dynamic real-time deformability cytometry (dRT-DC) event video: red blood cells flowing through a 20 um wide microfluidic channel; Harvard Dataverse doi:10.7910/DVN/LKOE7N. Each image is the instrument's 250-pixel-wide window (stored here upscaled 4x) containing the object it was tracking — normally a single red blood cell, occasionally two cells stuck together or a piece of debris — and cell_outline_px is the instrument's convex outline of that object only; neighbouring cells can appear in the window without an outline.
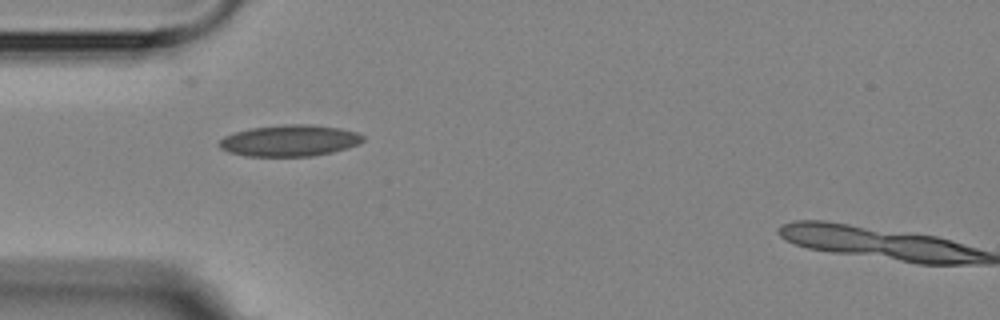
{"species": "Egyptian fruit bat (a non-hibernating species)", "species_latin": "Rousettus aegyptiacus", "temperature_condition": "room temperature", "stored_images_in_passage": 3, "camera_frame_rate_fps": 3000, "um_per_image_px": 0.085, "animal": {"sex": "female"}, "frame": {"image": 1, "passage_image": 1, "time_ms": 0.0, "image_size_px": [1000, 320], "cell_outline_px": [[364, 140], [356, 144], [332, 152], [312, 156], [244, 156], [228, 152], [220, 148], [216, 144], [224, 136], [248, 128], [284, 124], [308, 124], [340, 128], [356, 132], [364, 136]], "centroid_in_image_um": [24.56, 11.95], "position_along_channel_um": 60.4, "area_um2": 26.3}}
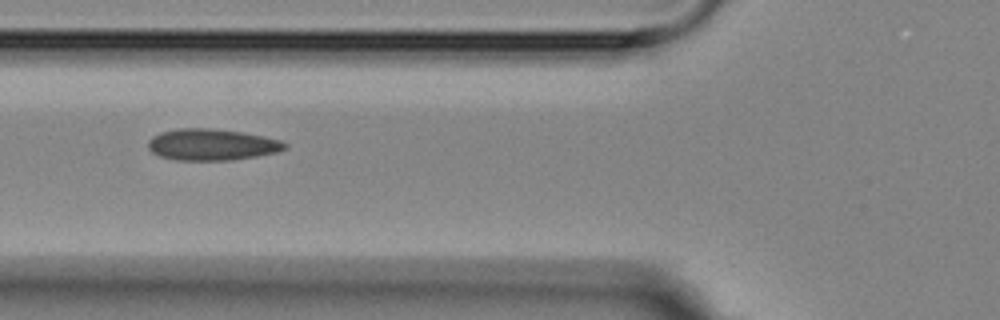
{"frame": {"image": 2, "passage_image": 2, "time_ms": 1.333, "image_size_px": [1000, 320], "cell_outline_px": [[288, 148], [276, 152], [256, 156], [232, 160], [176, 160], [160, 156], [152, 152], [148, 148], [148, 140], [152, 136], [160, 132], [176, 128], [208, 128], [244, 132], [264, 136], [280, 140], [288, 144]], "centroid_in_image_um": [18.0, 12.28], "position_along_channel_um": 107.8, "area_um2": 25.2}}
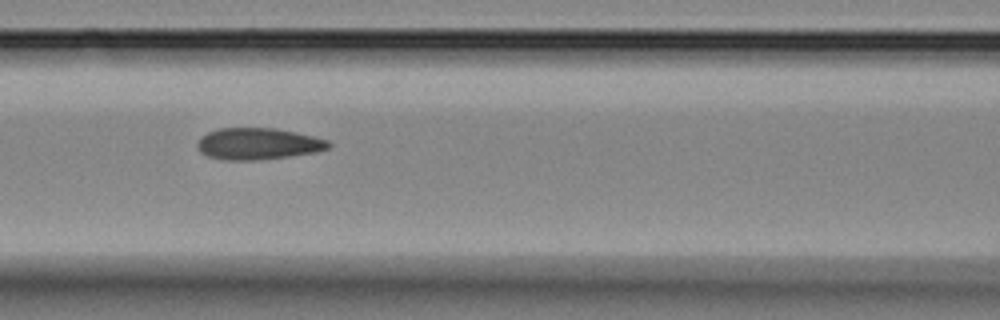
{"frame": {"image": 3, "passage_image": 3, "time_ms": 2.333, "image_size_px": [1000, 320], "cell_outline_px": [[332, 144], [328, 148], [316, 152], [288, 156], [256, 160], [228, 160], [208, 156], [200, 152], [196, 144], [200, 136], [208, 132], [220, 128], [276, 128], [296, 132], [328, 140]], "centroid_in_image_um": [21.92, 12.21], "position_along_channel_um": 144.7, "area_um2": 24.1}}